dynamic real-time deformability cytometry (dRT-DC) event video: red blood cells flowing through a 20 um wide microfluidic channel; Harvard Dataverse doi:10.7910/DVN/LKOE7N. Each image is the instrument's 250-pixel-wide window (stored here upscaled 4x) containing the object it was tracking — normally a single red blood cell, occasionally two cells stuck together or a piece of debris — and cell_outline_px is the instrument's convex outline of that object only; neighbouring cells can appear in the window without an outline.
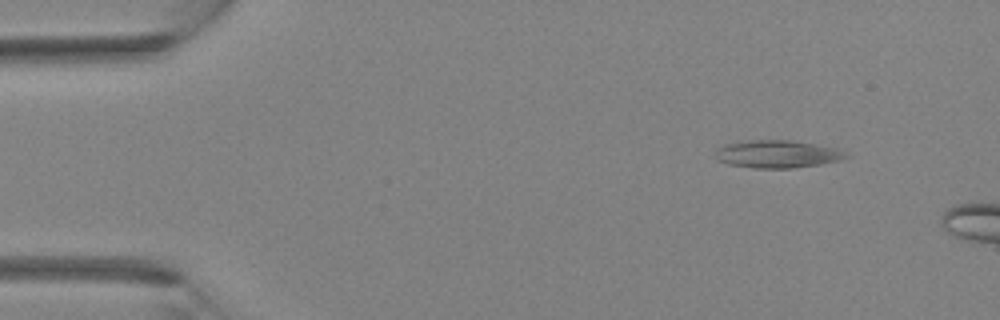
{"species": "Egyptian fruit bat (a non-hibernating species)", "species_latin": "Rousettus aegyptiacus", "temperature_condition": "room temperature", "stored_images_in_passage": 7, "camera_frame_rate_fps": 3000, "um_per_image_px": 0.085, "animal": {"sex": "female"}, "frame": {"image": 1, "passage_image": 4, "time_ms": 1.0, "image_size_px": [1000, 320], "cell_outline_px": [[852, 156], [844, 160], [820, 164], [792, 168], [756, 168], [728, 164], [716, 160], [712, 156], [724, 144], [748, 140], [792, 140], [836, 148]], "centroid_in_image_um": [66.08, 13.1], "position_along_channel_um": 18.9, "area_um2": 21.21}}